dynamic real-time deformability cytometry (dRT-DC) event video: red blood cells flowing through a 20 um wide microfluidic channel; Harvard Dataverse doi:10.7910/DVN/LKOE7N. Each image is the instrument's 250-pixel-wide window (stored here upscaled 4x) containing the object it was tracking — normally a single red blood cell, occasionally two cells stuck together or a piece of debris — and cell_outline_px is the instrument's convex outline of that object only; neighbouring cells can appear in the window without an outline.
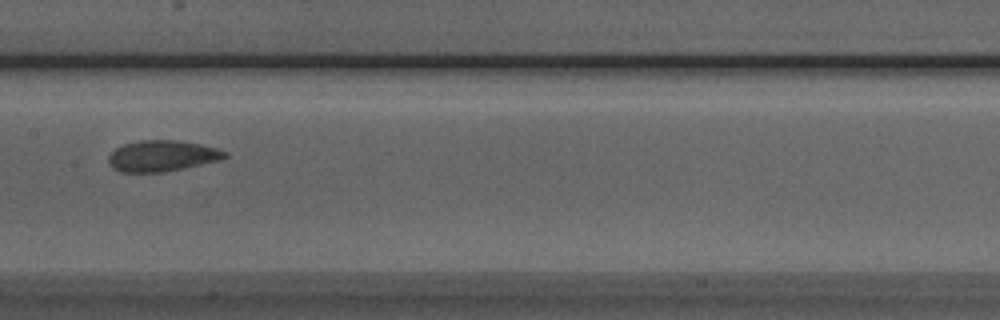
{"species": "Egyptian fruit bat (a non-hibernating species)", "species_latin": "Rousettus aegyptiacus", "temperature_condition": "room temperature", "stored_images_in_passage": 6, "camera_frame_rate_fps": 3000, "um_per_image_px": 0.085, "animal": {"sex": "male"}, "frame": {"image": 1, "passage_image": 6, "time_ms": 6.667, "image_size_px": [1000, 320], "cell_outline_px": [[228, 156], [216, 160], [200, 164], [164, 172], [120, 172], [112, 168], [108, 164], [108, 156], [116, 148], [124, 144], [140, 140], [176, 140], [200, 144], [216, 148], [228, 152]], "centroid_in_image_um": [13.72, 13.25], "position_along_channel_um": 193.7, "area_um2": 20.87}}